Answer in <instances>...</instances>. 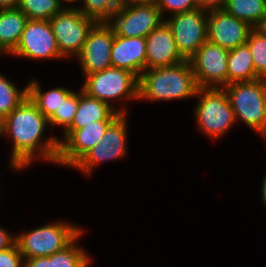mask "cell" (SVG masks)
<instances>
[{"mask_svg":"<svg viewBox=\"0 0 266 267\" xmlns=\"http://www.w3.org/2000/svg\"><path fill=\"white\" fill-rule=\"evenodd\" d=\"M49 127L48 119L29 97L6 116L3 119V137H11L13 143L9 167L21 171L38 158L55 164L59 153L58 138L54 136L45 141L42 137Z\"/></svg>","mask_w":266,"mask_h":267,"instance_id":"6da1fadb","label":"cell"},{"mask_svg":"<svg viewBox=\"0 0 266 267\" xmlns=\"http://www.w3.org/2000/svg\"><path fill=\"white\" fill-rule=\"evenodd\" d=\"M189 60L144 70L139 77L138 100L170 101L195 97L198 90Z\"/></svg>","mask_w":266,"mask_h":267,"instance_id":"7a4b0ae2","label":"cell"},{"mask_svg":"<svg viewBox=\"0 0 266 267\" xmlns=\"http://www.w3.org/2000/svg\"><path fill=\"white\" fill-rule=\"evenodd\" d=\"M83 231L70 222H55L16 235L15 243L24 259L50 256L69 246Z\"/></svg>","mask_w":266,"mask_h":267,"instance_id":"3957f363","label":"cell"},{"mask_svg":"<svg viewBox=\"0 0 266 267\" xmlns=\"http://www.w3.org/2000/svg\"><path fill=\"white\" fill-rule=\"evenodd\" d=\"M84 77L82 91L90 97L110 104L121 114H127V109L125 107L115 108L111 100H126L127 98V101L138 100L139 78L129 70L110 67Z\"/></svg>","mask_w":266,"mask_h":267,"instance_id":"277c9868","label":"cell"},{"mask_svg":"<svg viewBox=\"0 0 266 267\" xmlns=\"http://www.w3.org/2000/svg\"><path fill=\"white\" fill-rule=\"evenodd\" d=\"M236 122L243 121L258 134L266 128V79L231 83L223 87Z\"/></svg>","mask_w":266,"mask_h":267,"instance_id":"5b68a950","label":"cell"},{"mask_svg":"<svg viewBox=\"0 0 266 267\" xmlns=\"http://www.w3.org/2000/svg\"><path fill=\"white\" fill-rule=\"evenodd\" d=\"M194 109L199 130L213 140L229 131L236 122L234 111L223 88H198Z\"/></svg>","mask_w":266,"mask_h":267,"instance_id":"8992f818","label":"cell"},{"mask_svg":"<svg viewBox=\"0 0 266 267\" xmlns=\"http://www.w3.org/2000/svg\"><path fill=\"white\" fill-rule=\"evenodd\" d=\"M61 55L64 58L77 56L86 41L88 32L96 23L76 7L64 8L50 20Z\"/></svg>","mask_w":266,"mask_h":267,"instance_id":"52a82bcc","label":"cell"},{"mask_svg":"<svg viewBox=\"0 0 266 267\" xmlns=\"http://www.w3.org/2000/svg\"><path fill=\"white\" fill-rule=\"evenodd\" d=\"M127 114H120L107 128L101 140L72 168L91 175L98 164L125 157L127 151Z\"/></svg>","mask_w":266,"mask_h":267,"instance_id":"ba28073f","label":"cell"},{"mask_svg":"<svg viewBox=\"0 0 266 267\" xmlns=\"http://www.w3.org/2000/svg\"><path fill=\"white\" fill-rule=\"evenodd\" d=\"M164 20L171 28L178 51L187 60L207 41L208 11L196 8Z\"/></svg>","mask_w":266,"mask_h":267,"instance_id":"9c48e42d","label":"cell"},{"mask_svg":"<svg viewBox=\"0 0 266 267\" xmlns=\"http://www.w3.org/2000/svg\"><path fill=\"white\" fill-rule=\"evenodd\" d=\"M229 50L208 40L189 59L199 88H223L228 85Z\"/></svg>","mask_w":266,"mask_h":267,"instance_id":"30bf717a","label":"cell"},{"mask_svg":"<svg viewBox=\"0 0 266 267\" xmlns=\"http://www.w3.org/2000/svg\"><path fill=\"white\" fill-rule=\"evenodd\" d=\"M163 21L157 5L123 3L108 23L115 35L135 38L146 37Z\"/></svg>","mask_w":266,"mask_h":267,"instance_id":"8fae6325","label":"cell"},{"mask_svg":"<svg viewBox=\"0 0 266 267\" xmlns=\"http://www.w3.org/2000/svg\"><path fill=\"white\" fill-rule=\"evenodd\" d=\"M27 59L64 58L59 50L57 40L49 20H28L19 44L11 53Z\"/></svg>","mask_w":266,"mask_h":267,"instance_id":"7c38bea8","label":"cell"},{"mask_svg":"<svg viewBox=\"0 0 266 267\" xmlns=\"http://www.w3.org/2000/svg\"><path fill=\"white\" fill-rule=\"evenodd\" d=\"M114 30L108 22H96L88 32L81 52L76 56L82 74L90 75L111 67Z\"/></svg>","mask_w":266,"mask_h":267,"instance_id":"4fadbf2b","label":"cell"},{"mask_svg":"<svg viewBox=\"0 0 266 267\" xmlns=\"http://www.w3.org/2000/svg\"><path fill=\"white\" fill-rule=\"evenodd\" d=\"M113 121H97L76 130H66L59 141L56 165L72 168L105 134Z\"/></svg>","mask_w":266,"mask_h":267,"instance_id":"5bb4252c","label":"cell"},{"mask_svg":"<svg viewBox=\"0 0 266 267\" xmlns=\"http://www.w3.org/2000/svg\"><path fill=\"white\" fill-rule=\"evenodd\" d=\"M252 28L224 9L208 11L207 40L224 49L232 50L246 44Z\"/></svg>","mask_w":266,"mask_h":267,"instance_id":"9a60e30c","label":"cell"},{"mask_svg":"<svg viewBox=\"0 0 266 267\" xmlns=\"http://www.w3.org/2000/svg\"><path fill=\"white\" fill-rule=\"evenodd\" d=\"M145 39L146 70L172 66L186 60L178 51L171 28L165 20Z\"/></svg>","mask_w":266,"mask_h":267,"instance_id":"2e32d148","label":"cell"},{"mask_svg":"<svg viewBox=\"0 0 266 267\" xmlns=\"http://www.w3.org/2000/svg\"><path fill=\"white\" fill-rule=\"evenodd\" d=\"M111 67L129 70L139 78L146 70L145 37L126 38L114 33Z\"/></svg>","mask_w":266,"mask_h":267,"instance_id":"e0dca14e","label":"cell"},{"mask_svg":"<svg viewBox=\"0 0 266 267\" xmlns=\"http://www.w3.org/2000/svg\"><path fill=\"white\" fill-rule=\"evenodd\" d=\"M120 114L110 104L88 96L80 88L77 112L67 130L80 129L97 121H114Z\"/></svg>","mask_w":266,"mask_h":267,"instance_id":"ac0fdd59","label":"cell"},{"mask_svg":"<svg viewBox=\"0 0 266 267\" xmlns=\"http://www.w3.org/2000/svg\"><path fill=\"white\" fill-rule=\"evenodd\" d=\"M28 17L18 8L0 10V53L11 54L19 44Z\"/></svg>","mask_w":266,"mask_h":267,"instance_id":"d6986e66","label":"cell"},{"mask_svg":"<svg viewBox=\"0 0 266 267\" xmlns=\"http://www.w3.org/2000/svg\"><path fill=\"white\" fill-rule=\"evenodd\" d=\"M27 90L29 99L47 119L59 112L62 102L74 92L64 87H56L43 93L41 84L34 79L27 84Z\"/></svg>","mask_w":266,"mask_h":267,"instance_id":"ffe728a7","label":"cell"},{"mask_svg":"<svg viewBox=\"0 0 266 267\" xmlns=\"http://www.w3.org/2000/svg\"><path fill=\"white\" fill-rule=\"evenodd\" d=\"M227 65L228 85L260 79L255 72L252 54L247 44L229 50Z\"/></svg>","mask_w":266,"mask_h":267,"instance_id":"44dd1931","label":"cell"},{"mask_svg":"<svg viewBox=\"0 0 266 267\" xmlns=\"http://www.w3.org/2000/svg\"><path fill=\"white\" fill-rule=\"evenodd\" d=\"M223 9L253 28L266 23V0H226Z\"/></svg>","mask_w":266,"mask_h":267,"instance_id":"7402d4cb","label":"cell"},{"mask_svg":"<svg viewBox=\"0 0 266 267\" xmlns=\"http://www.w3.org/2000/svg\"><path fill=\"white\" fill-rule=\"evenodd\" d=\"M83 232L65 249L50 255L52 267H88L91 257L86 251L77 245Z\"/></svg>","mask_w":266,"mask_h":267,"instance_id":"603a6c76","label":"cell"},{"mask_svg":"<svg viewBox=\"0 0 266 267\" xmlns=\"http://www.w3.org/2000/svg\"><path fill=\"white\" fill-rule=\"evenodd\" d=\"M17 8L30 20H50L67 6L59 0H19Z\"/></svg>","mask_w":266,"mask_h":267,"instance_id":"cb8c5ba5","label":"cell"},{"mask_svg":"<svg viewBox=\"0 0 266 267\" xmlns=\"http://www.w3.org/2000/svg\"><path fill=\"white\" fill-rule=\"evenodd\" d=\"M246 44L250 48L256 74L261 79H266V29L252 28Z\"/></svg>","mask_w":266,"mask_h":267,"instance_id":"d4e9b609","label":"cell"},{"mask_svg":"<svg viewBox=\"0 0 266 267\" xmlns=\"http://www.w3.org/2000/svg\"><path fill=\"white\" fill-rule=\"evenodd\" d=\"M26 97H28L27 86L19 90L0 73V117L4 119L8 116Z\"/></svg>","mask_w":266,"mask_h":267,"instance_id":"484cf974","label":"cell"},{"mask_svg":"<svg viewBox=\"0 0 266 267\" xmlns=\"http://www.w3.org/2000/svg\"><path fill=\"white\" fill-rule=\"evenodd\" d=\"M83 6L76 7L86 17L96 22H108L124 3L123 0H82Z\"/></svg>","mask_w":266,"mask_h":267,"instance_id":"4316f807","label":"cell"},{"mask_svg":"<svg viewBox=\"0 0 266 267\" xmlns=\"http://www.w3.org/2000/svg\"><path fill=\"white\" fill-rule=\"evenodd\" d=\"M79 105V92H73L62 102L59 112H55L49 119V126L63 127V133L71 126Z\"/></svg>","mask_w":266,"mask_h":267,"instance_id":"83f0119b","label":"cell"},{"mask_svg":"<svg viewBox=\"0 0 266 267\" xmlns=\"http://www.w3.org/2000/svg\"><path fill=\"white\" fill-rule=\"evenodd\" d=\"M156 5L162 17L166 11L173 15L198 8L196 0H158Z\"/></svg>","mask_w":266,"mask_h":267,"instance_id":"f1b7e54d","label":"cell"},{"mask_svg":"<svg viewBox=\"0 0 266 267\" xmlns=\"http://www.w3.org/2000/svg\"><path fill=\"white\" fill-rule=\"evenodd\" d=\"M0 267H24V258L16 243L9 249L0 251Z\"/></svg>","mask_w":266,"mask_h":267,"instance_id":"f546056e","label":"cell"},{"mask_svg":"<svg viewBox=\"0 0 266 267\" xmlns=\"http://www.w3.org/2000/svg\"><path fill=\"white\" fill-rule=\"evenodd\" d=\"M16 236L10 233L0 225V251L9 249L15 244Z\"/></svg>","mask_w":266,"mask_h":267,"instance_id":"4dcf8cb0","label":"cell"},{"mask_svg":"<svg viewBox=\"0 0 266 267\" xmlns=\"http://www.w3.org/2000/svg\"><path fill=\"white\" fill-rule=\"evenodd\" d=\"M196 1L198 8L205 11L223 9L226 3V0H196Z\"/></svg>","mask_w":266,"mask_h":267,"instance_id":"1f68e13d","label":"cell"},{"mask_svg":"<svg viewBox=\"0 0 266 267\" xmlns=\"http://www.w3.org/2000/svg\"><path fill=\"white\" fill-rule=\"evenodd\" d=\"M24 267H52L50 256L24 259Z\"/></svg>","mask_w":266,"mask_h":267,"instance_id":"d6a6232c","label":"cell"},{"mask_svg":"<svg viewBox=\"0 0 266 267\" xmlns=\"http://www.w3.org/2000/svg\"><path fill=\"white\" fill-rule=\"evenodd\" d=\"M19 0H0L1 9H15L18 7Z\"/></svg>","mask_w":266,"mask_h":267,"instance_id":"836d02e7","label":"cell"},{"mask_svg":"<svg viewBox=\"0 0 266 267\" xmlns=\"http://www.w3.org/2000/svg\"><path fill=\"white\" fill-rule=\"evenodd\" d=\"M158 0H123L124 3H131V4H157Z\"/></svg>","mask_w":266,"mask_h":267,"instance_id":"e575fe53","label":"cell"},{"mask_svg":"<svg viewBox=\"0 0 266 267\" xmlns=\"http://www.w3.org/2000/svg\"><path fill=\"white\" fill-rule=\"evenodd\" d=\"M261 192H262L261 199H262L264 206L266 207V174L263 177Z\"/></svg>","mask_w":266,"mask_h":267,"instance_id":"d590c367","label":"cell"},{"mask_svg":"<svg viewBox=\"0 0 266 267\" xmlns=\"http://www.w3.org/2000/svg\"><path fill=\"white\" fill-rule=\"evenodd\" d=\"M3 136V118L0 117V138Z\"/></svg>","mask_w":266,"mask_h":267,"instance_id":"8d00e7d4","label":"cell"},{"mask_svg":"<svg viewBox=\"0 0 266 267\" xmlns=\"http://www.w3.org/2000/svg\"><path fill=\"white\" fill-rule=\"evenodd\" d=\"M76 1H79V0H59V2L63 5V2L65 3V2H68V3H74V2H76Z\"/></svg>","mask_w":266,"mask_h":267,"instance_id":"74e56055","label":"cell"},{"mask_svg":"<svg viewBox=\"0 0 266 267\" xmlns=\"http://www.w3.org/2000/svg\"><path fill=\"white\" fill-rule=\"evenodd\" d=\"M261 134V137H265L266 138V128L264 130H262L259 135Z\"/></svg>","mask_w":266,"mask_h":267,"instance_id":"f35d334b","label":"cell"}]
</instances>
